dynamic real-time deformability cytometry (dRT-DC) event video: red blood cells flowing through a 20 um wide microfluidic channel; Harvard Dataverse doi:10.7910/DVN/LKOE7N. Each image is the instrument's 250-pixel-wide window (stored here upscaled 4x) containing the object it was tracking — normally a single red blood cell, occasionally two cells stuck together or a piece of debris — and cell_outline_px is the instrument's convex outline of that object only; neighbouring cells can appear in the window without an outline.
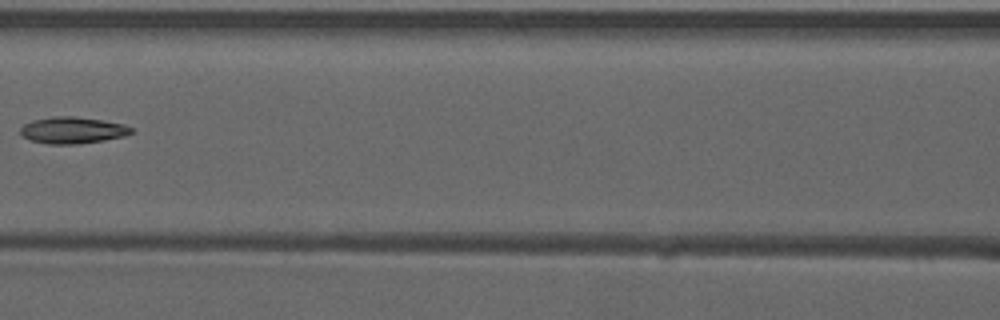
{"species": "common noctule bat (a hibernating species)", "species_latin": "Nyctalus noctula", "temperature_condition": "warm", "stored_images_in_passage": 5, "camera_frame_rate_fps": 3000, "um_per_image_px": 0.085, "animal": {"sex": "male", "forearm_length_mm": 52.5}, "frame": {"image": 1, "passage_image": 5, "time_ms": 1.333, "image_size_px": [1000, 320], "cell_outline_px": [[136, 132], [124, 136], [104, 140], [76, 144], [48, 144], [28, 140], [20, 132], [20, 128], [24, 124], [32, 120], [52, 116], [76, 116], [124, 124], [132, 128]], "centroid_in_image_um": [6.16, 11.07], "position_along_channel_um": 160.4, "area_um2": 17.28}}